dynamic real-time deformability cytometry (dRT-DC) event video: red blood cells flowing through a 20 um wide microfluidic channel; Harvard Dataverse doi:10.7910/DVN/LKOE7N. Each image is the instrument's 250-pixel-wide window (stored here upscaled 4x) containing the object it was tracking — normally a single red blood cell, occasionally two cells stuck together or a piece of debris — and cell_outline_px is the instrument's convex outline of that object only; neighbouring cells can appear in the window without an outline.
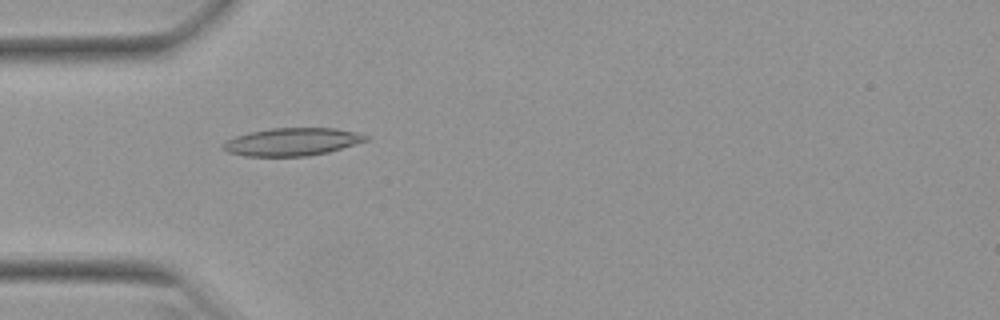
{"species": "Egyptian fruit bat (a non-hibernating species)", "species_latin": "Rousettus aegyptiacus", "temperature_condition": "warm", "stored_images_in_passage": 38, "camera_frame_rate_fps": 3000, "um_per_image_px": 0.085, "animal": {"sex": "female"}, "frame": {"image": 1, "passage_image": 8, "time_ms": 2.333, "image_size_px": [1000, 320], "cell_outline_px": [[368, 140], [328, 152], [308, 156], [244, 156], [228, 152], [220, 148], [220, 144], [236, 136], [248, 132], [268, 128], [336, 128], [356, 132], [368, 136]], "centroid_in_image_um": [24.78, 12.05], "position_along_channel_um": 60.2, "area_um2": 23.18}}
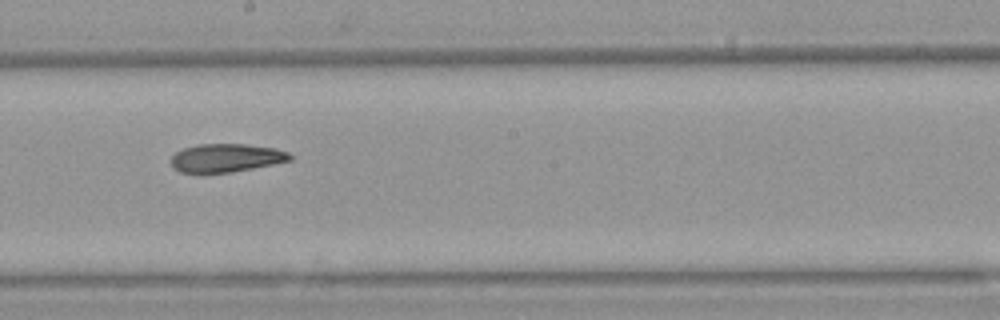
{"frame": {"image": 2, "passage_image": 21, "time_ms": 6.667, "image_size_px": [1000, 320], "cell_outline_px": [[292, 160], [232, 172], [180, 172], [172, 168], [168, 160], [176, 152], [184, 148], [196, 144], [244, 144], [276, 148], [288, 152], [292, 156]], "centroid_in_image_um": [19.18, 13.41], "position_along_channel_um": 229.0, "area_um2": 19.65}}
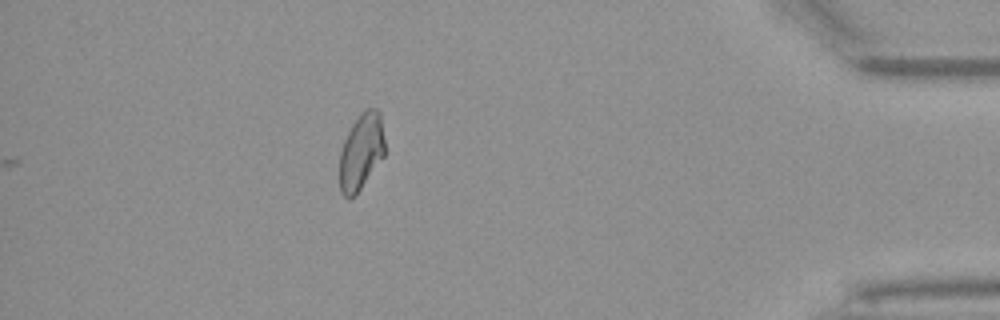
{"frame": {"image": 3, "passage_image": 38, "time_ms": 12.333, "image_size_px": [1000, 320], "cell_outline_px": [[384, 156], [356, 196], [348, 200], [340, 192], [340, 152], [344, 140], [352, 124], [360, 112], [364, 108], [376, 108], [380, 112], [384, 140]], "centroid_in_image_um": [30.7, 12.91], "position_along_channel_um": 404.5, "area_um2": 20.35}, "authors_computed_cell_mechanics": {"area_um2": 20.6346, "velocity_mm_per_s": 3.9616, "shape_relaxation_time_tau1_ms": null, "shape_relaxation_time_tau2_ms": 6.2593, "deformation_change_tau1": null, "deformation_change_tau2": 0.1262}}